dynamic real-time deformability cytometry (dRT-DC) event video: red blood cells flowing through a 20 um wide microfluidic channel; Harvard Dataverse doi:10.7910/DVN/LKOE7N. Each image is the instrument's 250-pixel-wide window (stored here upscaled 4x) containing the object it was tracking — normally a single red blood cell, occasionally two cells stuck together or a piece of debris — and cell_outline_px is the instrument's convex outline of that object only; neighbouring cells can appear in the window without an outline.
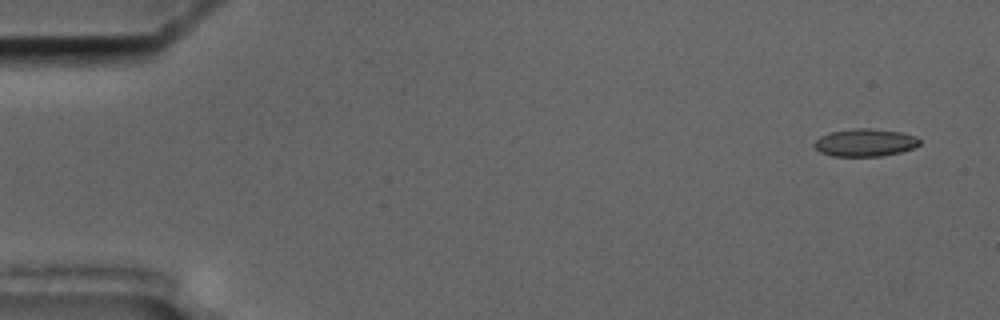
{"species": "common noctule bat (a hibernating species)", "species_latin": "Nyctalus noctula", "temperature_condition": "cold", "stored_images_in_passage": 6, "segment_of_instrument_passage": [1, 2], "camera_frame_rate_fps": 3000, "um_per_image_px": 0.085, "animal": {"sex": "male", "body_mass_g": 17.5, "forearm_length_mm": 52.3}, "frame": {"image": 1, "passage_image": 1, "time_ms": 0.0, "image_size_px": [1000, 320], "cell_outline_px": [[920, 144], [912, 148], [900, 152], [880, 156], [832, 156], [820, 152], [812, 144], [820, 136], [828, 132], [852, 128], [868, 128], [900, 132], [916, 136], [920, 140]], "centroid_in_image_um": [73.5, 12.11], "position_along_channel_um": 11.5, "area_um2": 16.99}}
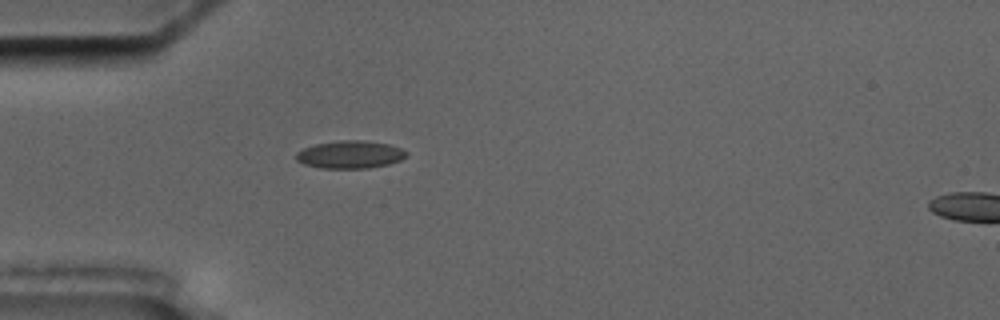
{"frame": {"image": 2, "passage_image": 5, "time_ms": 4.667, "image_size_px": [1000, 320], "cell_outline_px": [[408, 156], [400, 160], [388, 164], [368, 168], [320, 168], [304, 164], [296, 160], [296, 152], [304, 148], [316, 144], [340, 140], [364, 140], [388, 144], [400, 148], [408, 152]], "centroid_in_image_um": [29.76, 13.13], "position_along_channel_um": 55.2, "area_um2": 17.8}}